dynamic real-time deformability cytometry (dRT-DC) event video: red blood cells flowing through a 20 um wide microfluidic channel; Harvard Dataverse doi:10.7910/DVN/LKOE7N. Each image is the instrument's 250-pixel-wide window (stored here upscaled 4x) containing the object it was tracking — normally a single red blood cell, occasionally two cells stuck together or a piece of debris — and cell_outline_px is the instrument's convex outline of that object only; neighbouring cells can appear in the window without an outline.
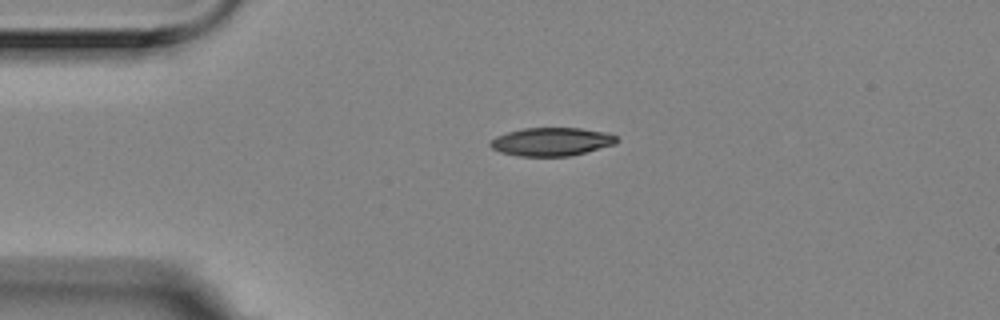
{"species": "Egyptian fruit bat (a non-hibernating species)", "species_latin": "Rousettus aegyptiacus", "temperature_condition": "room temperature", "stored_images_in_passage": 13, "camera_frame_rate_fps": 3000, "um_per_image_px": 0.085, "animal": {"sex": "female"}, "frame": {"image": 1, "passage_image": 1, "time_ms": 0.0, "image_size_px": [1000, 320], "cell_outline_px": [[620, 140], [616, 144], [572, 156], [520, 156], [500, 152], [492, 148], [488, 144], [496, 136], [508, 132], [524, 128], [580, 128], [604, 132], [616, 136]], "centroid_in_image_um": [46.9, 12.05], "position_along_channel_um": 38.1, "area_um2": 20.87}}
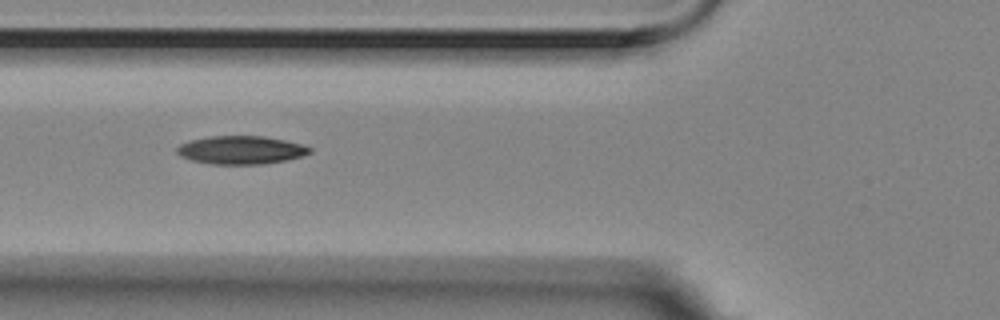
{"frame": {"image": 2, "passage_image": 9, "time_ms": 2.667, "image_size_px": [1000, 320], "cell_outline_px": [[312, 152], [300, 156], [284, 160], [260, 164], [212, 164], [192, 160], [180, 156], [176, 152], [176, 148], [180, 144], [188, 140], [208, 136], [264, 136], [284, 140], [300, 144], [312, 148]], "centroid_in_image_um": [20.43, 12.74], "position_along_channel_um": 105.4, "area_um2": 21.73}}
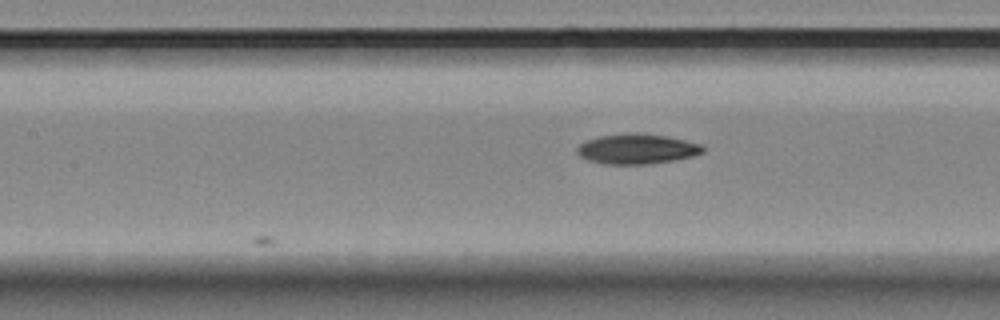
{"frame": {"image": 3, "passage_image": 13, "time_ms": 4.0, "image_size_px": [1000, 320], "cell_outline_px": [[704, 152], [692, 156], [672, 160], [644, 164], [604, 164], [588, 160], [580, 156], [576, 152], [576, 148], [584, 140], [600, 136], [636, 132], [640, 132], [664, 136], [684, 140], [700, 144], [704, 148]], "centroid_in_image_um": [54.09, 12.65], "position_along_channel_um": 153.3, "area_um2": 21.91}}